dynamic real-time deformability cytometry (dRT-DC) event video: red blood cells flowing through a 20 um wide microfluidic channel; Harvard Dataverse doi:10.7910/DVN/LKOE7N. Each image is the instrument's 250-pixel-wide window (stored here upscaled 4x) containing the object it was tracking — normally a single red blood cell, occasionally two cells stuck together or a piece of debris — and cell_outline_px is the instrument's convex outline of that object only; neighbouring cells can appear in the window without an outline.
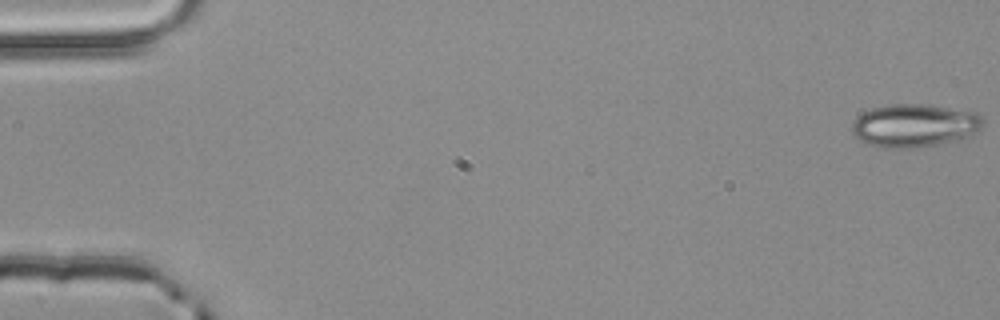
{"species": "common noctule bat (a hibernating species)", "species_latin": "Nyctalus noctula", "temperature_condition": "room temperature", "stored_images_in_passage": 5, "camera_frame_rate_fps": 3000, "um_per_image_px": 0.085, "animal": {"sex": "male", "body_mass_g": 20.4}, "frame": {"image": 1, "passage_image": 5, "time_ms": 1.333, "image_size_px": [1000, 320], "cell_outline_px": [[984, 124], [980, 132], [968, 136], [936, 144], [908, 148], [888, 148], [868, 144], [860, 140], [852, 132], [852, 124], [864, 112], [872, 108], [888, 104], [924, 104], [976, 112], [984, 120]], "centroid_in_image_um": [77.75, 10.66], "position_along_channel_um": 7.2, "area_um2": 32.6}}